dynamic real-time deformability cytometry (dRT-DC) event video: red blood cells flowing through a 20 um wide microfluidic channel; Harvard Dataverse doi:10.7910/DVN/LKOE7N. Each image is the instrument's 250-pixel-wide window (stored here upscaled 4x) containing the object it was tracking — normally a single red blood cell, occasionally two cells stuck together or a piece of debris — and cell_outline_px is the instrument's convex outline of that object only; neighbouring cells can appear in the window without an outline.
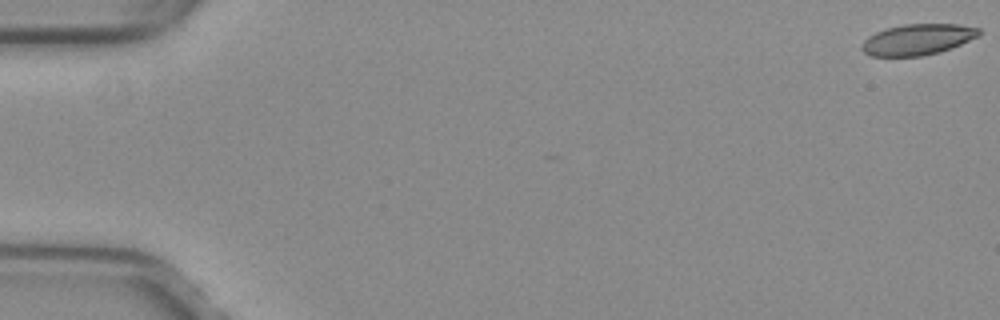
{"species": "common noctule bat (a hibernating species)", "species_latin": "Nyctalus noctula", "temperature_condition": "warm", "stored_images_in_passage": 50, "camera_frame_rate_fps": 3000, "um_per_image_px": 0.085, "animal": {"sex": "female", "body_mass_g": 29.2, "forearm_length_mm": 56.3}, "frame": {"image": 1, "passage_image": 1, "time_ms": 0.0, "image_size_px": [1000, 320], "cell_outline_px": [[980, 36], [952, 48], [940, 52], [920, 56], [872, 56], [864, 52], [860, 48], [860, 44], [868, 36], [876, 32], [888, 28], [904, 24], [960, 24], [980, 28]], "centroid_in_image_um": [78.01, 3.36], "position_along_channel_um": 7.0, "area_um2": 21.27}}
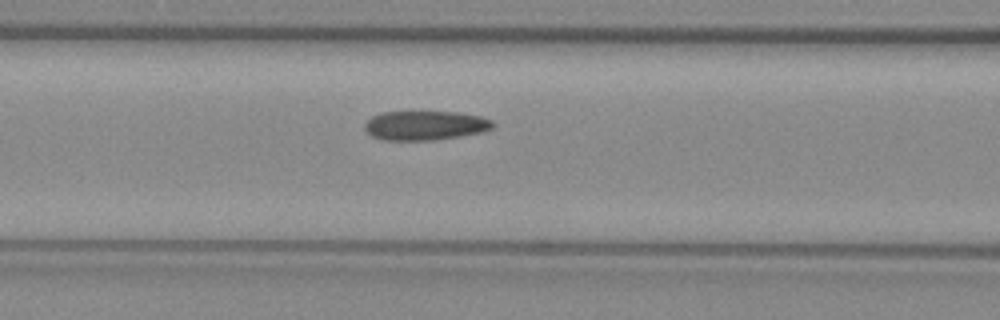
{"frame": {"image": 2, "passage_image": 23, "time_ms": 7.333, "image_size_px": [1000, 320], "cell_outline_px": [[496, 124], [492, 128], [484, 132], [436, 140], [380, 140], [372, 136], [364, 128], [364, 124], [372, 116], [380, 112], [460, 112], [480, 116], [492, 120]], "centroid_in_image_um": [36.16, 10.66], "position_along_channel_um": 130.4, "area_um2": 22.08}}
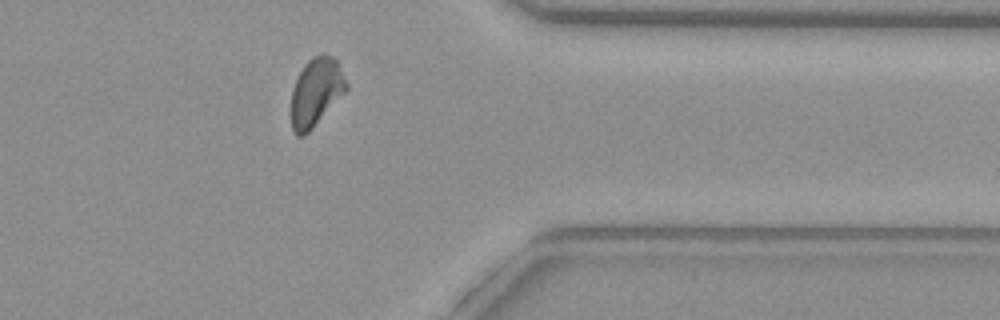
{"frame": {"image": 3, "passage_image": 43, "time_ms": 14.0, "image_size_px": [1000, 320], "cell_outline_px": [[348, 88], [312, 128], [304, 136], [296, 136], [292, 132], [288, 112], [292, 88], [304, 64], [312, 56], [324, 52], [332, 56], [336, 60], [348, 84]], "centroid_in_image_um": [26.79, 7.85], "position_along_channel_um": 384.6, "area_um2": 22.31}, "authors_computed_cell_mechanics": {"area_um2": 22.4553, "velocity_mm_per_s": 3.9994, "shape_relaxation_time_tau1_ms": null, "shape_relaxation_time_tau2_ms": 2.7243, "deformation_change_tau1": null, "deformation_change_tau2": 0.0966}}